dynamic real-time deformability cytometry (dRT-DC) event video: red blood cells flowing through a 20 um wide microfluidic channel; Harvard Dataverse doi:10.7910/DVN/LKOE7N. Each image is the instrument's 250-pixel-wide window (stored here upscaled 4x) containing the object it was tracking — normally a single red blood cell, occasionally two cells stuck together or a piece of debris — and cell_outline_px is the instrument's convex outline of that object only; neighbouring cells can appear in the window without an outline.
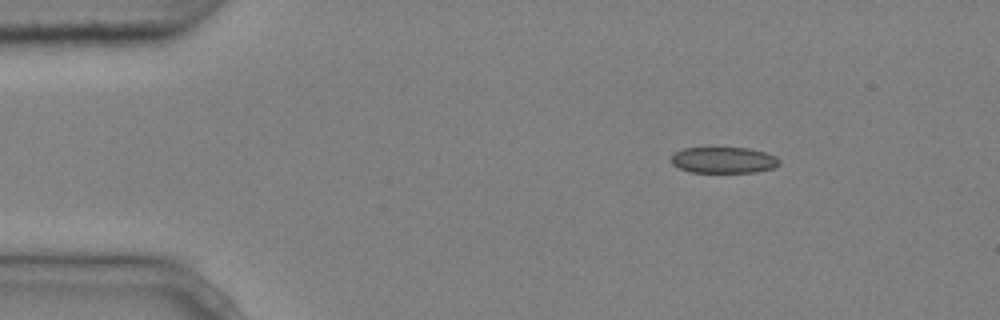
{"species": "common noctule bat (a hibernating species)", "species_latin": "Nyctalus noctula", "temperature_condition": "cold", "stored_images_in_passage": 4, "segment_of_instrument_passage": [1, 2], "camera_frame_rate_fps": 3000, "um_per_image_px": 0.085, "animal": {"sex": "male", "body_mass_g": 20.4}, "frame": {"image": 1, "passage_image": 1, "time_ms": 0.0, "image_size_px": [1000, 320], "cell_outline_px": [[780, 164], [772, 168], [756, 172], [692, 172], [680, 168], [672, 164], [672, 156], [676, 152], [684, 148], [708, 144], [748, 148], [764, 152], [776, 156], [780, 160]], "centroid_in_image_um": [61.49, 13.55], "position_along_channel_um": 23.5, "area_um2": 17.22}}